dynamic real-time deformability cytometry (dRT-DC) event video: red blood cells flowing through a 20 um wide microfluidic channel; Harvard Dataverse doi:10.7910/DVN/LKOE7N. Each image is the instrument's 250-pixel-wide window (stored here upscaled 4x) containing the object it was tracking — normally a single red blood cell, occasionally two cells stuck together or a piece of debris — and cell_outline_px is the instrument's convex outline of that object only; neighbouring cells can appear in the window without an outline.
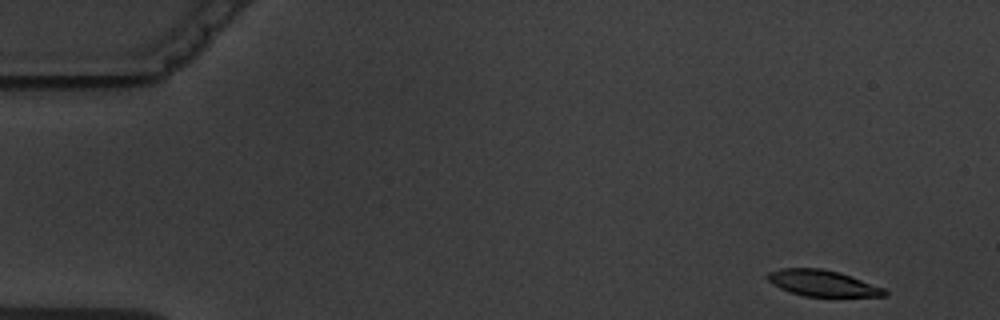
{"species": "common noctule bat (a hibernating species)", "species_latin": "Nyctalus noctula", "temperature_condition": "warm", "stored_images_in_passage": 7, "camera_frame_rate_fps": 3000, "um_per_image_px": 0.085, "animal": {"sex": "male", "body_mass_g": 19.5, "forearm_length_mm": 54.6}, "frame": {"image": 1, "passage_image": 1, "time_ms": 0.0, "image_size_px": [1000, 320], "cell_outline_px": [[888, 296], [804, 296], [788, 292], [772, 284], [764, 276], [768, 272], [780, 268], [820, 268], [840, 272], [884, 288], [888, 292]], "centroid_in_image_um": [69.87, 24.06], "position_along_channel_um": 15.1, "area_um2": 17.92}}
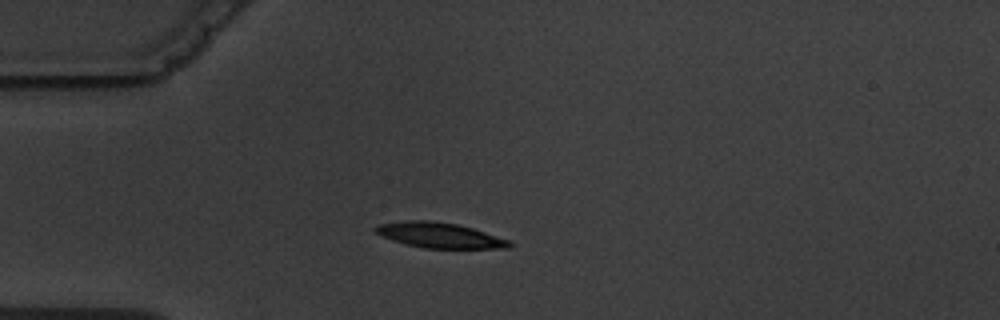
{"frame": {"image": 2, "passage_image": 4, "time_ms": 3.667, "image_size_px": [1000, 320], "cell_outline_px": [[512, 248], [424, 248], [392, 240], [380, 236], [372, 232], [372, 228], [376, 224], [404, 220], [432, 220], [456, 224], [472, 228], [512, 240]], "centroid_in_image_um": [37.32, 19.98], "position_along_channel_um": 47.7, "area_um2": 20.06}}